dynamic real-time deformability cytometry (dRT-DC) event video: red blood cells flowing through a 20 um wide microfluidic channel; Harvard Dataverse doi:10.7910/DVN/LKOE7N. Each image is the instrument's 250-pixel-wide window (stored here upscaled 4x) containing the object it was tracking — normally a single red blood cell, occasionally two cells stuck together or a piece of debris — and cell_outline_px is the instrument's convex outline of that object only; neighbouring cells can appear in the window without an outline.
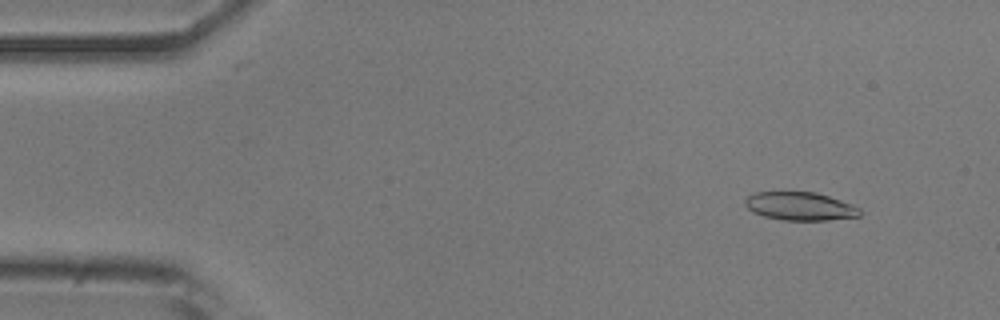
{"species": "common noctule bat (a hibernating species)", "species_latin": "Nyctalus noctula", "temperature_condition": "room temperature", "stored_images_in_passage": 49, "camera_frame_rate_fps": 3000, "um_per_image_px": 0.085, "animal": {"sex": "male", "body_mass_g": 20.5, "forearm_length_mm": 52.5}, "frame": {"image": 1, "passage_image": 2, "time_ms": 0.333, "image_size_px": [1000, 320], "cell_outline_px": [[860, 216], [828, 220], [780, 220], [764, 216], [752, 212], [744, 204], [744, 200], [748, 196], [756, 192], [816, 192], [840, 200], [860, 208]], "centroid_in_image_um": [67.97, 17.53], "position_along_channel_um": 17.0, "area_um2": 18.84}}
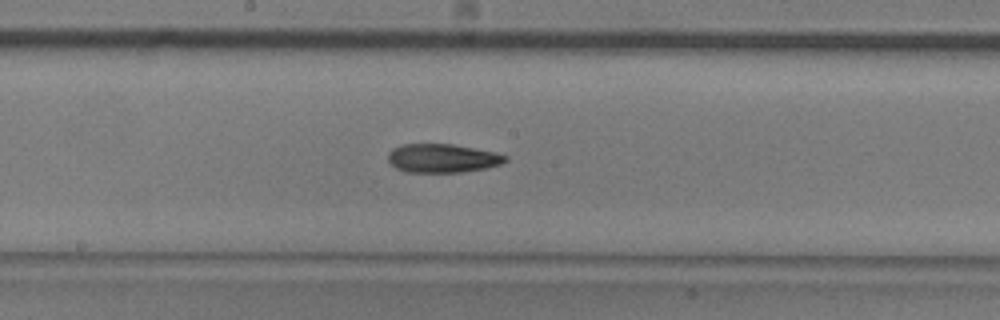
{"frame": {"image": 2, "passage_image": 24, "time_ms": 7.667, "image_size_px": [1000, 320], "cell_outline_px": [[508, 160], [500, 164], [484, 168], [460, 172], [404, 172], [396, 168], [388, 160], [388, 152], [392, 148], [404, 144], [452, 144], [496, 152], [508, 156]], "centroid_in_image_um": [37.59, 13.44], "position_along_channel_um": 210.6, "area_um2": 19.59}}
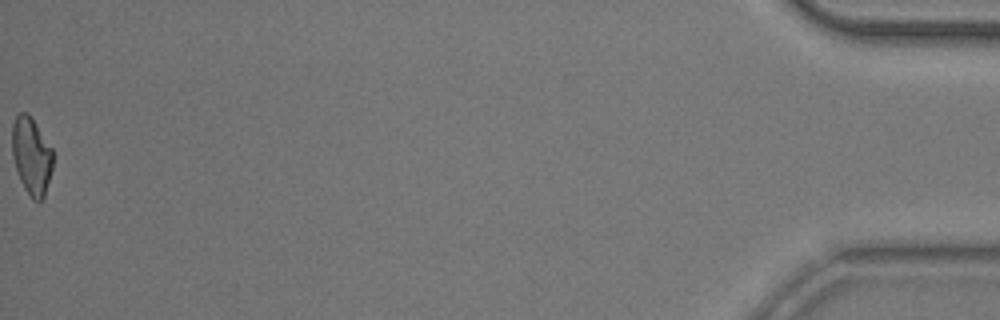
{"frame": {"image": 3, "passage_image": 49, "time_ms": 16.0, "image_size_px": [1000, 320], "cell_outline_px": [[52, 168], [44, 196], [40, 200], [32, 200], [24, 188], [20, 180], [12, 156], [12, 124], [16, 116], [20, 112], [28, 112], [32, 116], [52, 148]], "centroid_in_image_um": [2.66, 13.21], "position_along_channel_um": 432.5, "area_um2": 18.44}, "authors_computed_cell_mechanics": {"area_um2": 19.4786, "velocity_mm_per_s": 3.8963, "shape_relaxation_time_tau1_ms": null, "shape_relaxation_time_tau2_ms": 2.8883, "deformation_change_tau1": null, "deformation_change_tau2": 0.1124}}